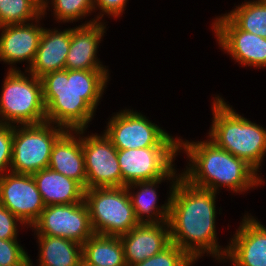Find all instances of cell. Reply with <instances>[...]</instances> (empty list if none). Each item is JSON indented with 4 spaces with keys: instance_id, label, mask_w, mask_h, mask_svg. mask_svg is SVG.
Masks as SVG:
<instances>
[{
    "instance_id": "obj_1",
    "label": "cell",
    "mask_w": 266,
    "mask_h": 266,
    "mask_svg": "<svg viewBox=\"0 0 266 266\" xmlns=\"http://www.w3.org/2000/svg\"><path fill=\"white\" fill-rule=\"evenodd\" d=\"M217 195L192 185L182 175L172 191L167 221L170 241L196 263L205 255L221 264L227 252L228 243L220 245L217 237Z\"/></svg>"
},
{
    "instance_id": "obj_2",
    "label": "cell",
    "mask_w": 266,
    "mask_h": 266,
    "mask_svg": "<svg viewBox=\"0 0 266 266\" xmlns=\"http://www.w3.org/2000/svg\"><path fill=\"white\" fill-rule=\"evenodd\" d=\"M109 72L63 69L41 77L46 122L66 130H89L109 85Z\"/></svg>"
},
{
    "instance_id": "obj_3",
    "label": "cell",
    "mask_w": 266,
    "mask_h": 266,
    "mask_svg": "<svg viewBox=\"0 0 266 266\" xmlns=\"http://www.w3.org/2000/svg\"><path fill=\"white\" fill-rule=\"evenodd\" d=\"M206 139L188 141L179 138V154L184 153L188 160L181 175L192 185L217 193L223 187L233 195H244L264 185L263 175L208 137Z\"/></svg>"
},
{
    "instance_id": "obj_4",
    "label": "cell",
    "mask_w": 266,
    "mask_h": 266,
    "mask_svg": "<svg viewBox=\"0 0 266 266\" xmlns=\"http://www.w3.org/2000/svg\"><path fill=\"white\" fill-rule=\"evenodd\" d=\"M214 95L210 107L212 124L206 137L244 160L261 176L259 172L266 158V127L239 114L221 95Z\"/></svg>"
},
{
    "instance_id": "obj_5",
    "label": "cell",
    "mask_w": 266,
    "mask_h": 266,
    "mask_svg": "<svg viewBox=\"0 0 266 266\" xmlns=\"http://www.w3.org/2000/svg\"><path fill=\"white\" fill-rule=\"evenodd\" d=\"M0 92V124L46 122L41 80L27 70H7Z\"/></svg>"
},
{
    "instance_id": "obj_6",
    "label": "cell",
    "mask_w": 266,
    "mask_h": 266,
    "mask_svg": "<svg viewBox=\"0 0 266 266\" xmlns=\"http://www.w3.org/2000/svg\"><path fill=\"white\" fill-rule=\"evenodd\" d=\"M84 201L94 234L120 237L140 223L126 186L85 189Z\"/></svg>"
},
{
    "instance_id": "obj_7",
    "label": "cell",
    "mask_w": 266,
    "mask_h": 266,
    "mask_svg": "<svg viewBox=\"0 0 266 266\" xmlns=\"http://www.w3.org/2000/svg\"><path fill=\"white\" fill-rule=\"evenodd\" d=\"M103 133L117 150L147 147H179L178 136L168 133L139 110L125 107L106 121Z\"/></svg>"
},
{
    "instance_id": "obj_8",
    "label": "cell",
    "mask_w": 266,
    "mask_h": 266,
    "mask_svg": "<svg viewBox=\"0 0 266 266\" xmlns=\"http://www.w3.org/2000/svg\"><path fill=\"white\" fill-rule=\"evenodd\" d=\"M65 131L49 122L14 125L10 172L33 174L48 168L53 145Z\"/></svg>"
},
{
    "instance_id": "obj_9",
    "label": "cell",
    "mask_w": 266,
    "mask_h": 266,
    "mask_svg": "<svg viewBox=\"0 0 266 266\" xmlns=\"http://www.w3.org/2000/svg\"><path fill=\"white\" fill-rule=\"evenodd\" d=\"M216 44L242 67L266 70V39L240 30L224 13L212 19Z\"/></svg>"
},
{
    "instance_id": "obj_10",
    "label": "cell",
    "mask_w": 266,
    "mask_h": 266,
    "mask_svg": "<svg viewBox=\"0 0 266 266\" xmlns=\"http://www.w3.org/2000/svg\"><path fill=\"white\" fill-rule=\"evenodd\" d=\"M29 230L34 235L62 237L80 245L94 234L85 201L47 205Z\"/></svg>"
},
{
    "instance_id": "obj_11",
    "label": "cell",
    "mask_w": 266,
    "mask_h": 266,
    "mask_svg": "<svg viewBox=\"0 0 266 266\" xmlns=\"http://www.w3.org/2000/svg\"><path fill=\"white\" fill-rule=\"evenodd\" d=\"M82 130V149L85 157L86 189L122 187L118 150L101 131Z\"/></svg>"
},
{
    "instance_id": "obj_12",
    "label": "cell",
    "mask_w": 266,
    "mask_h": 266,
    "mask_svg": "<svg viewBox=\"0 0 266 266\" xmlns=\"http://www.w3.org/2000/svg\"><path fill=\"white\" fill-rule=\"evenodd\" d=\"M179 147H147L118 150L122 187L165 177L175 166Z\"/></svg>"
},
{
    "instance_id": "obj_13",
    "label": "cell",
    "mask_w": 266,
    "mask_h": 266,
    "mask_svg": "<svg viewBox=\"0 0 266 266\" xmlns=\"http://www.w3.org/2000/svg\"><path fill=\"white\" fill-rule=\"evenodd\" d=\"M0 203L21 220L27 229L37 222L46 207L32 174L13 172L0 177Z\"/></svg>"
},
{
    "instance_id": "obj_14",
    "label": "cell",
    "mask_w": 266,
    "mask_h": 266,
    "mask_svg": "<svg viewBox=\"0 0 266 266\" xmlns=\"http://www.w3.org/2000/svg\"><path fill=\"white\" fill-rule=\"evenodd\" d=\"M229 239L222 264L231 266H266V226L248 211Z\"/></svg>"
},
{
    "instance_id": "obj_15",
    "label": "cell",
    "mask_w": 266,
    "mask_h": 266,
    "mask_svg": "<svg viewBox=\"0 0 266 266\" xmlns=\"http://www.w3.org/2000/svg\"><path fill=\"white\" fill-rule=\"evenodd\" d=\"M41 20L46 19L41 16L31 22L0 27V63L9 65L7 70H21L17 64L22 62L26 65L24 70L29 69L45 26Z\"/></svg>"
},
{
    "instance_id": "obj_16",
    "label": "cell",
    "mask_w": 266,
    "mask_h": 266,
    "mask_svg": "<svg viewBox=\"0 0 266 266\" xmlns=\"http://www.w3.org/2000/svg\"><path fill=\"white\" fill-rule=\"evenodd\" d=\"M179 168L174 167L165 177L151 180L138 181L126 185L132 201L136 219L140 223H163L168 221L170 201L173 188L181 175ZM178 170V171H177ZM169 183L166 200L164 204L159 203L158 189L162 183ZM137 189V190H136Z\"/></svg>"
},
{
    "instance_id": "obj_17",
    "label": "cell",
    "mask_w": 266,
    "mask_h": 266,
    "mask_svg": "<svg viewBox=\"0 0 266 266\" xmlns=\"http://www.w3.org/2000/svg\"><path fill=\"white\" fill-rule=\"evenodd\" d=\"M106 23L108 22L96 21L72 27L65 69L109 70L97 56L100 43L107 34Z\"/></svg>"
},
{
    "instance_id": "obj_18",
    "label": "cell",
    "mask_w": 266,
    "mask_h": 266,
    "mask_svg": "<svg viewBox=\"0 0 266 266\" xmlns=\"http://www.w3.org/2000/svg\"><path fill=\"white\" fill-rule=\"evenodd\" d=\"M127 266H133L165 249L170 243L169 225L163 223H139L128 233L121 235Z\"/></svg>"
},
{
    "instance_id": "obj_19",
    "label": "cell",
    "mask_w": 266,
    "mask_h": 266,
    "mask_svg": "<svg viewBox=\"0 0 266 266\" xmlns=\"http://www.w3.org/2000/svg\"><path fill=\"white\" fill-rule=\"evenodd\" d=\"M72 28H43L37 53L27 70L37 78L65 69Z\"/></svg>"
},
{
    "instance_id": "obj_20",
    "label": "cell",
    "mask_w": 266,
    "mask_h": 266,
    "mask_svg": "<svg viewBox=\"0 0 266 266\" xmlns=\"http://www.w3.org/2000/svg\"><path fill=\"white\" fill-rule=\"evenodd\" d=\"M48 168L77 181L86 189L82 130H66L54 143Z\"/></svg>"
},
{
    "instance_id": "obj_21",
    "label": "cell",
    "mask_w": 266,
    "mask_h": 266,
    "mask_svg": "<svg viewBox=\"0 0 266 266\" xmlns=\"http://www.w3.org/2000/svg\"><path fill=\"white\" fill-rule=\"evenodd\" d=\"M44 204H73L84 201L85 189L75 180L50 168L32 174Z\"/></svg>"
},
{
    "instance_id": "obj_22",
    "label": "cell",
    "mask_w": 266,
    "mask_h": 266,
    "mask_svg": "<svg viewBox=\"0 0 266 266\" xmlns=\"http://www.w3.org/2000/svg\"><path fill=\"white\" fill-rule=\"evenodd\" d=\"M38 259L31 266H80L82 245L62 237L35 235Z\"/></svg>"
},
{
    "instance_id": "obj_23",
    "label": "cell",
    "mask_w": 266,
    "mask_h": 266,
    "mask_svg": "<svg viewBox=\"0 0 266 266\" xmlns=\"http://www.w3.org/2000/svg\"><path fill=\"white\" fill-rule=\"evenodd\" d=\"M82 260L97 266H127L118 236L93 234L82 245Z\"/></svg>"
},
{
    "instance_id": "obj_24",
    "label": "cell",
    "mask_w": 266,
    "mask_h": 266,
    "mask_svg": "<svg viewBox=\"0 0 266 266\" xmlns=\"http://www.w3.org/2000/svg\"><path fill=\"white\" fill-rule=\"evenodd\" d=\"M225 15L240 29L266 39V4L244 0ZM234 8V9H233Z\"/></svg>"
},
{
    "instance_id": "obj_25",
    "label": "cell",
    "mask_w": 266,
    "mask_h": 266,
    "mask_svg": "<svg viewBox=\"0 0 266 266\" xmlns=\"http://www.w3.org/2000/svg\"><path fill=\"white\" fill-rule=\"evenodd\" d=\"M47 11H51L53 20H55L54 23H73L74 26V23L79 21L82 22L80 25L95 22L94 18L91 17L93 13L95 14L94 0H50L42 12L44 18H47ZM88 16L91 17L89 21L87 20ZM85 18L87 21L83 22Z\"/></svg>"
},
{
    "instance_id": "obj_26",
    "label": "cell",
    "mask_w": 266,
    "mask_h": 266,
    "mask_svg": "<svg viewBox=\"0 0 266 266\" xmlns=\"http://www.w3.org/2000/svg\"><path fill=\"white\" fill-rule=\"evenodd\" d=\"M42 11L31 0H0V27L34 21Z\"/></svg>"
},
{
    "instance_id": "obj_27",
    "label": "cell",
    "mask_w": 266,
    "mask_h": 266,
    "mask_svg": "<svg viewBox=\"0 0 266 266\" xmlns=\"http://www.w3.org/2000/svg\"><path fill=\"white\" fill-rule=\"evenodd\" d=\"M196 262L182 249L170 243L156 255L133 266H195Z\"/></svg>"
},
{
    "instance_id": "obj_28",
    "label": "cell",
    "mask_w": 266,
    "mask_h": 266,
    "mask_svg": "<svg viewBox=\"0 0 266 266\" xmlns=\"http://www.w3.org/2000/svg\"><path fill=\"white\" fill-rule=\"evenodd\" d=\"M29 256L20 239H0V266H19Z\"/></svg>"
},
{
    "instance_id": "obj_29",
    "label": "cell",
    "mask_w": 266,
    "mask_h": 266,
    "mask_svg": "<svg viewBox=\"0 0 266 266\" xmlns=\"http://www.w3.org/2000/svg\"><path fill=\"white\" fill-rule=\"evenodd\" d=\"M14 125L0 124V177L10 172Z\"/></svg>"
},
{
    "instance_id": "obj_30",
    "label": "cell",
    "mask_w": 266,
    "mask_h": 266,
    "mask_svg": "<svg viewBox=\"0 0 266 266\" xmlns=\"http://www.w3.org/2000/svg\"><path fill=\"white\" fill-rule=\"evenodd\" d=\"M128 1L129 0H94V10L97 14L92 16L94 17V21L104 22L106 21L105 18H110V16L115 20L117 18L120 19V17L122 18V15L125 14L124 11L126 10Z\"/></svg>"
},
{
    "instance_id": "obj_31",
    "label": "cell",
    "mask_w": 266,
    "mask_h": 266,
    "mask_svg": "<svg viewBox=\"0 0 266 266\" xmlns=\"http://www.w3.org/2000/svg\"><path fill=\"white\" fill-rule=\"evenodd\" d=\"M24 228L27 226L0 203V239H18L19 231Z\"/></svg>"
},
{
    "instance_id": "obj_32",
    "label": "cell",
    "mask_w": 266,
    "mask_h": 266,
    "mask_svg": "<svg viewBox=\"0 0 266 266\" xmlns=\"http://www.w3.org/2000/svg\"><path fill=\"white\" fill-rule=\"evenodd\" d=\"M42 12L49 4L50 0H31Z\"/></svg>"
},
{
    "instance_id": "obj_33",
    "label": "cell",
    "mask_w": 266,
    "mask_h": 266,
    "mask_svg": "<svg viewBox=\"0 0 266 266\" xmlns=\"http://www.w3.org/2000/svg\"><path fill=\"white\" fill-rule=\"evenodd\" d=\"M31 256H29L21 265L19 266H31L32 262H31Z\"/></svg>"
},
{
    "instance_id": "obj_34",
    "label": "cell",
    "mask_w": 266,
    "mask_h": 266,
    "mask_svg": "<svg viewBox=\"0 0 266 266\" xmlns=\"http://www.w3.org/2000/svg\"><path fill=\"white\" fill-rule=\"evenodd\" d=\"M80 266H97V265L86 264V263L82 260Z\"/></svg>"
},
{
    "instance_id": "obj_35",
    "label": "cell",
    "mask_w": 266,
    "mask_h": 266,
    "mask_svg": "<svg viewBox=\"0 0 266 266\" xmlns=\"http://www.w3.org/2000/svg\"><path fill=\"white\" fill-rule=\"evenodd\" d=\"M256 1H259V2H262V3L266 4V0H256Z\"/></svg>"
}]
</instances>
